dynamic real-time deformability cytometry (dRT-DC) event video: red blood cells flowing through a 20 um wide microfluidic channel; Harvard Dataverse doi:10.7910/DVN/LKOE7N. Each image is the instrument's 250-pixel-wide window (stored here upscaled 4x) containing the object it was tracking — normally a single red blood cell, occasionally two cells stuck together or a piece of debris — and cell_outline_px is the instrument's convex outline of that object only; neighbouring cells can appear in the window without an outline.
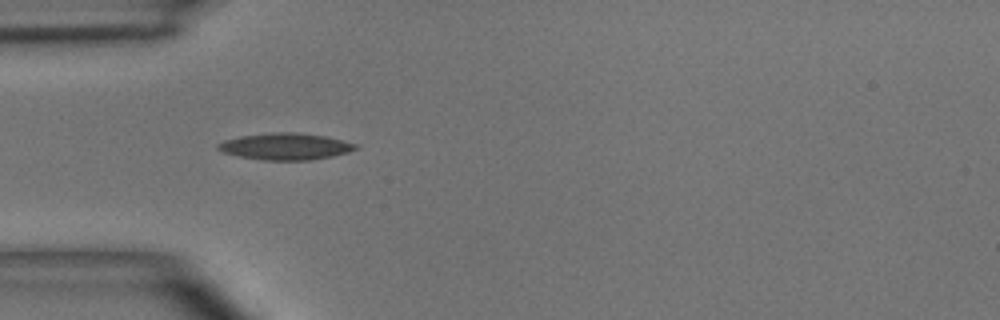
{"species": "common noctule bat (a hibernating species)", "species_latin": "Nyctalus noctula", "temperature_condition": "room temperature", "stored_images_in_passage": 5, "camera_frame_rate_fps": 3000, "um_per_image_px": 0.085, "animal": {"sex": "male", "body_mass_g": 15.6}, "frame": {"image": 1, "passage_image": 4, "time_ms": 4.333, "image_size_px": [1000, 320], "cell_outline_px": [[360, 148], [348, 152], [332, 156], [312, 160], [264, 160], [240, 156], [224, 152], [216, 148], [216, 144], [224, 140], [240, 136], [272, 132], [296, 132], [328, 136], [356, 144]], "centroid_in_image_um": [24.29, 12.44], "position_along_channel_um": 60.7, "area_um2": 21.44}}
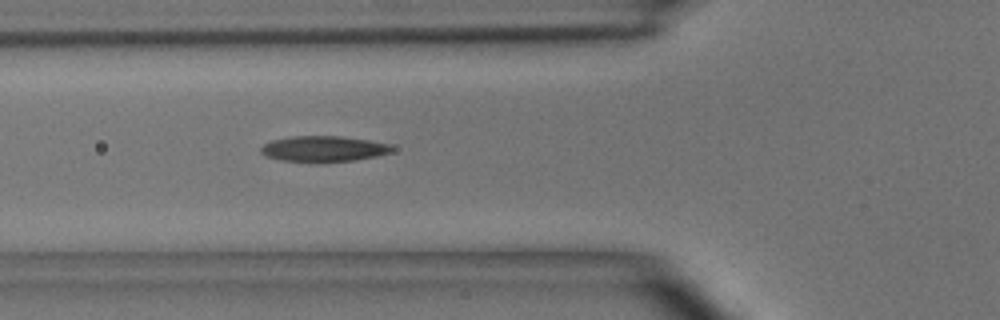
{"frame": {"image": 2, "passage_image": 5, "time_ms": 5.333, "image_size_px": [1000, 320], "cell_outline_px": [[396, 148], [392, 152], [376, 156], [356, 160], [316, 164], [280, 160], [268, 156], [260, 152], [260, 148], [264, 144], [272, 140], [292, 136], [340, 136], [368, 140], [388, 144]], "centroid_in_image_um": [27.5, 12.68], "position_along_channel_um": 98.3, "area_um2": 20.11}}